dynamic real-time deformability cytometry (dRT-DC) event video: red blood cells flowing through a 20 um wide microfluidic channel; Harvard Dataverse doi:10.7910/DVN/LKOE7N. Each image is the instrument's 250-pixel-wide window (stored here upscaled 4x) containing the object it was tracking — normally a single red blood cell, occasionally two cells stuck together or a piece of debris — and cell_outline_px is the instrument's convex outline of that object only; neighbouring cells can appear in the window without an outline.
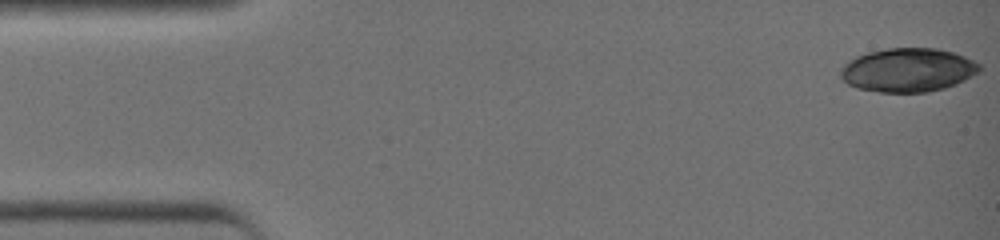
{"species": "common noctule bat (a hibernating species)", "species_latin": "Nyctalus noctula", "temperature_condition": "warm", "stored_images_in_passage": 41, "camera_frame_rate_fps": 3000, "um_per_image_px": 0.085, "animal": {"sex": "female", "body_mass_g": 19.0, "forearm_length_mm": 51.5}, "frame": {"image": 1, "passage_image": 1, "time_ms": 0.0, "image_size_px": [1000, 240], "cell_outline_px": [[980, 72], [956, 84], [944, 88], [928, 92], [880, 92], [856, 88], [848, 84], [840, 76], [840, 68], [848, 60], [856, 56], [868, 52], [884, 48], [936, 48], [952, 52], [964, 56], [980, 64]], "centroid_in_image_um": [77.15, 5.95], "position_along_channel_um": 7.8, "area_um2": 35.55}}
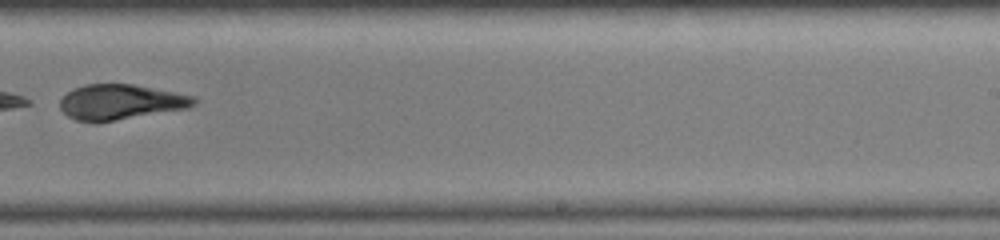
{"frame": {"image": 2, "passage_image": 27, "time_ms": 8.667, "image_size_px": [1000, 240], "cell_outline_px": [[200, 100], [196, 104], [188, 108], [112, 120], [76, 120], [68, 116], [60, 108], [60, 100], [72, 88], [84, 84], [132, 84], [196, 96]], "centroid_in_image_um": [10.29, 8.64], "position_along_channel_um": 278.7, "area_um2": 26.99}}